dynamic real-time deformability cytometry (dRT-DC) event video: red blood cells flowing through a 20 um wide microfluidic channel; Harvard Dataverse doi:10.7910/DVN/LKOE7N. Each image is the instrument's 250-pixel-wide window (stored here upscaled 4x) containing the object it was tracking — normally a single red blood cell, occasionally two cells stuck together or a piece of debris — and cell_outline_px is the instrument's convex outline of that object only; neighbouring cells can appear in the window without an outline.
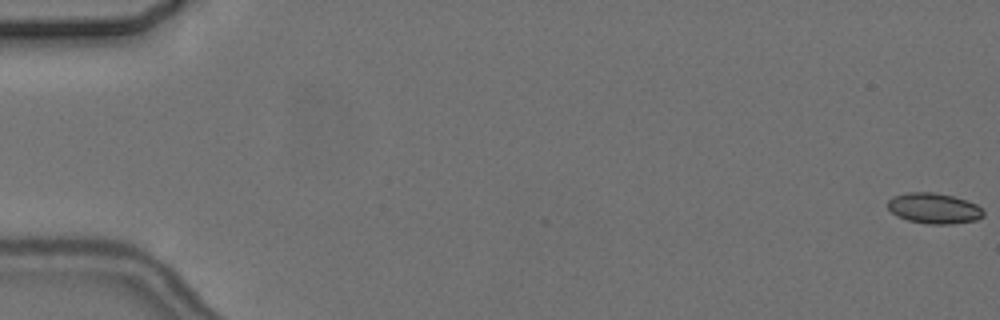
{"species": "common noctule bat (a hibernating species)", "species_latin": "Nyctalus noctula", "temperature_condition": "cold", "stored_images_in_passage": 3, "camera_frame_rate_fps": 3000, "um_per_image_px": 0.085, "animal": {"sex": "female", "body_mass_g": 24.6, "forearm_length_mm": 56.2}, "frame": {"image": 1, "passage_image": 1, "time_ms": 0.0, "image_size_px": [1000, 320], "cell_outline_px": [[984, 216], [976, 220], [952, 224], [928, 224], [908, 220], [896, 216], [888, 208], [888, 200], [892, 196], [908, 192], [932, 192], [952, 196], [976, 204], [984, 212]], "centroid_in_image_um": [79.36, 17.71], "position_along_channel_um": 5.6, "area_um2": 16.99}}